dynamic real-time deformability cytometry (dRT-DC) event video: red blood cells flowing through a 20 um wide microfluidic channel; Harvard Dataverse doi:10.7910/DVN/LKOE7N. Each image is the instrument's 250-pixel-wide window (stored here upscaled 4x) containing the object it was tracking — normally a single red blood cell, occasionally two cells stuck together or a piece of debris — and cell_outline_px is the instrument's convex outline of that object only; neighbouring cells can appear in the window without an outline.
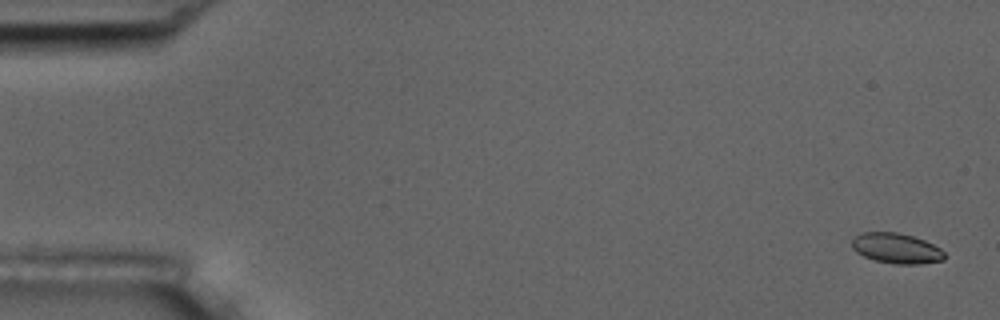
{"species": "common noctule bat (a hibernating species)", "species_latin": "Nyctalus noctula", "temperature_condition": "room temperature", "stored_images_in_passage": 5, "segment_of_instrument_passage": [2, 2], "camera_frame_rate_fps": 3000, "um_per_image_px": 0.085, "animal": {"sex": "male", "body_mass_g": 17.5, "forearm_length_mm": 52.3}, "frame": {"image": 1, "passage_image": 5, "time_ms": 5.667, "image_size_px": [1000, 320], "cell_outline_px": [[944, 260], [920, 264], [896, 264], [876, 260], [864, 256], [856, 252], [852, 248], [852, 236], [860, 232], [896, 232], [912, 236], [924, 240], [940, 248], [944, 252]], "centroid_in_image_um": [76.16, 21.1], "position_along_channel_um": 8.8, "area_um2": 16.36}}